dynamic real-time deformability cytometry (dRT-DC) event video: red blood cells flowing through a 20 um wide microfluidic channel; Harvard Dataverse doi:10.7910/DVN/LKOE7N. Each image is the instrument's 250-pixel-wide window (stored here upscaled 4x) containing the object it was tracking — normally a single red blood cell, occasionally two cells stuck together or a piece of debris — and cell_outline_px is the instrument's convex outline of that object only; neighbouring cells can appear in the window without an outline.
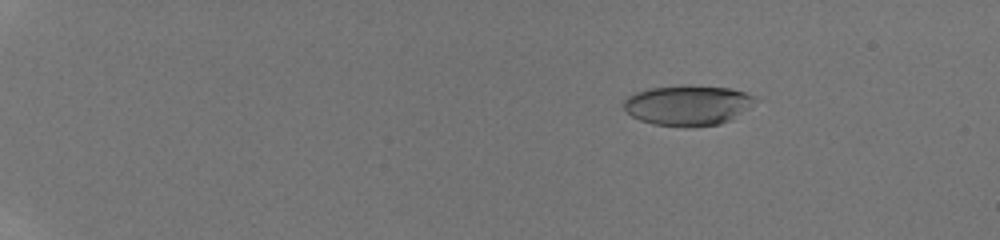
{"species": "human", "species_latin": "Homo sapiens", "temperature_condition": "room temperature", "stored_images_in_passage": 88, "camera_frame_rate_fps": 3000, "um_per_image_px": 0.085, "donor": {"sex": "male"}, "frame": {"image": 1, "passage_image": 13, "time_ms": 2.0, "image_size_px": [1000, 240], "cell_outline_px": [[752, 100], [748, 108], [732, 120], [720, 124], [692, 128], [684, 128], [652, 124], [640, 120], [632, 116], [624, 108], [624, 100], [628, 96], [636, 92], [648, 88], [680, 84], [692, 84], [732, 88], [744, 92], [752, 96]], "centroid_in_image_um": [58.42, 8.95], "position_along_channel_um": 26.6, "area_um2": 31.33}}
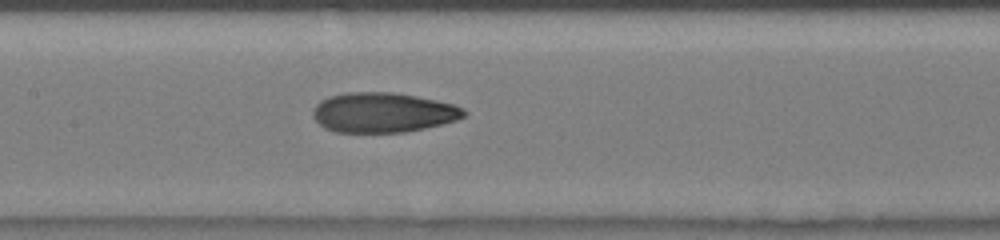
{"frame": {"image": 2, "passage_image": 52, "time_ms": 9.0, "image_size_px": [1000, 240], "cell_outline_px": [[468, 112], [464, 116], [456, 120], [424, 128], [404, 132], [336, 132], [324, 128], [312, 116], [312, 112], [316, 104], [320, 100], [328, 96], [344, 92], [392, 92], [416, 96], [436, 100], [452, 104], [464, 108]], "centroid_in_image_um": [32.52, 9.55], "position_along_channel_um": 174.9, "area_um2": 35.14}}
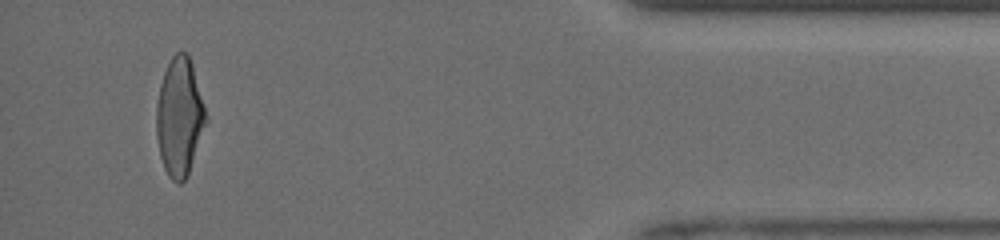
{"frame": {"image": 3, "passage_image": 85, "time_ms": 16.0, "image_size_px": [1000, 240], "cell_outline_px": [[208, 120], [188, 172], [184, 180], [180, 184], [176, 184], [168, 176], [164, 168], [160, 156], [156, 136], [156, 104], [160, 84], [164, 72], [172, 56], [176, 52], [188, 52], [192, 64], [208, 116]], "centroid_in_image_um": [15.25, 9.93], "position_along_channel_um": 419.9, "area_um2": 34.22}, "authors_computed_cell_mechanics": {"area_um2": 33.8419, "velocity_mm_per_s": 4.1346, "shape_relaxation_time_tau1_ms": 4.8458, "shape_relaxation_time_tau2_ms": 1.8566, "deformation_change_tau1": 0.1988, "deformation_change_tau2": 0.0893}}